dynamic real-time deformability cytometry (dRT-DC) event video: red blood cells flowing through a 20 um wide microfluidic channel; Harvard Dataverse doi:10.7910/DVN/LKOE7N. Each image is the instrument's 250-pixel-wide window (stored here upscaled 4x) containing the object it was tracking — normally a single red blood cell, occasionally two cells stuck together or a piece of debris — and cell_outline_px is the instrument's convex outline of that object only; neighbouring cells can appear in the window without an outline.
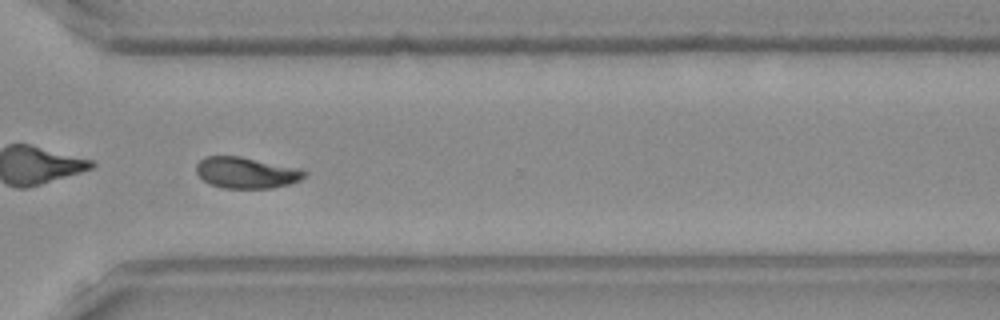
{"species": "Egyptian fruit bat (a non-hibernating species)", "species_latin": "Rousettus aegyptiacus", "temperature_condition": "room temperature", "stored_images_in_passage": 37, "camera_frame_rate_fps": 3000, "um_per_image_px": 0.085, "frame": {"image": 1, "passage_image": 22, "time_ms": 7.0, "image_size_px": [1000, 320], "cell_outline_px": [[308, 172], [300, 180], [292, 184], [272, 188], [224, 188], [208, 184], [196, 172], [196, 164], [204, 156], [240, 156], [304, 168]], "centroid_in_image_um": [20.98, 14.67], "position_along_channel_um": 349.6, "area_um2": 20.06}}